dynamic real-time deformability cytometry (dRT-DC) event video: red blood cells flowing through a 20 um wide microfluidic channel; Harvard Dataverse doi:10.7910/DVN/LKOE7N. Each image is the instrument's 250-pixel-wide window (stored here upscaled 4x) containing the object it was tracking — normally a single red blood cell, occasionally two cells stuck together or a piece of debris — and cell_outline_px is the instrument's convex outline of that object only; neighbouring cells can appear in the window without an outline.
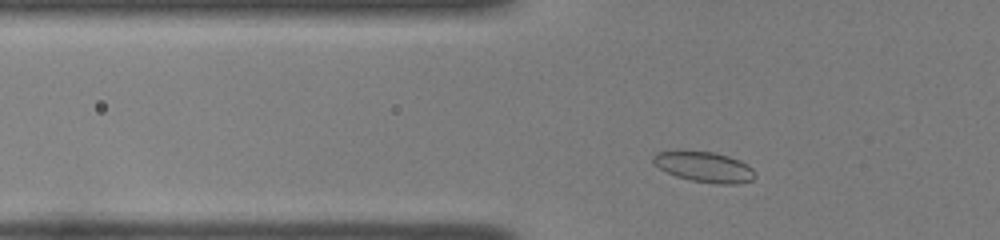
{"species": "common noctule bat (a hibernating species)", "species_latin": "Nyctalus noctula", "temperature_condition": "room temperature", "stored_images_in_passage": 37, "camera_frame_rate_fps": 3000, "um_per_image_px": 0.085, "animal": {"sex": "female", "body_mass_g": 22.0, "forearm_length_mm": 56.7}, "frame": {"image": 1, "passage_image": 4, "time_ms": 1.0, "image_size_px": [1000, 240], "cell_outline_px": [[756, 176], [752, 180], [736, 184], [716, 184], [692, 180], [676, 176], [660, 168], [652, 160], [652, 156], [656, 152], [712, 152], [728, 156], [740, 160], [748, 164], [756, 172]], "centroid_in_image_um": [59.93, 14.21], "position_along_channel_um": 65.9, "area_um2": 17.74}}
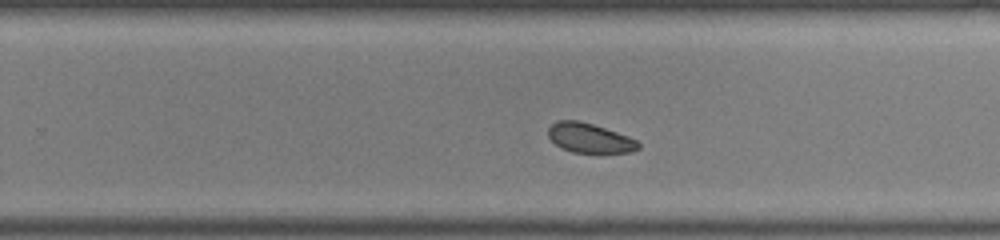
{"frame": {"image": 2, "passage_image": 21, "time_ms": 6.667, "image_size_px": [1000, 240], "cell_outline_px": [[640, 148], [632, 152], [600, 156], [596, 156], [572, 152], [560, 148], [548, 136], [548, 128], [556, 120], [576, 120], [592, 124], [628, 136], [636, 140], [640, 144]], "centroid_in_image_um": [50.15, 11.8], "position_along_channel_um": 279.6, "area_um2": 16.3}}
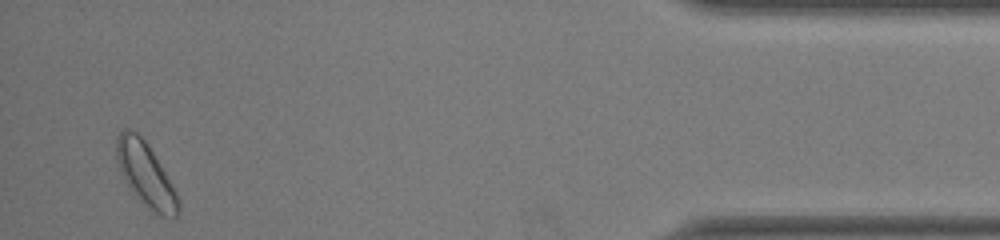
{"frame": {"image": 3, "passage_image": 36, "time_ms": 11.667, "image_size_px": [1000, 240], "cell_outline_px": [[180, 212], [176, 216], [164, 216], [156, 212], [124, 180], [120, 172], [116, 156], [116, 140], [120, 132], [124, 128], [128, 128], [136, 132], [144, 140], [152, 152], [176, 192], [180, 204]], "centroid_in_image_um": [12.37, 14.76], "position_along_channel_um": 422.8, "area_um2": 21.68}, "authors_computed_cell_mechanics": {"area_um2": 17.1088, "velocity_mm_per_s": 3.919, "shape_relaxation_time_tau1_ms": 3.4105, "shape_relaxation_time_tau2_ms": null, "deformation_change_tau1": 0.0764, "deformation_change_tau2": null}}